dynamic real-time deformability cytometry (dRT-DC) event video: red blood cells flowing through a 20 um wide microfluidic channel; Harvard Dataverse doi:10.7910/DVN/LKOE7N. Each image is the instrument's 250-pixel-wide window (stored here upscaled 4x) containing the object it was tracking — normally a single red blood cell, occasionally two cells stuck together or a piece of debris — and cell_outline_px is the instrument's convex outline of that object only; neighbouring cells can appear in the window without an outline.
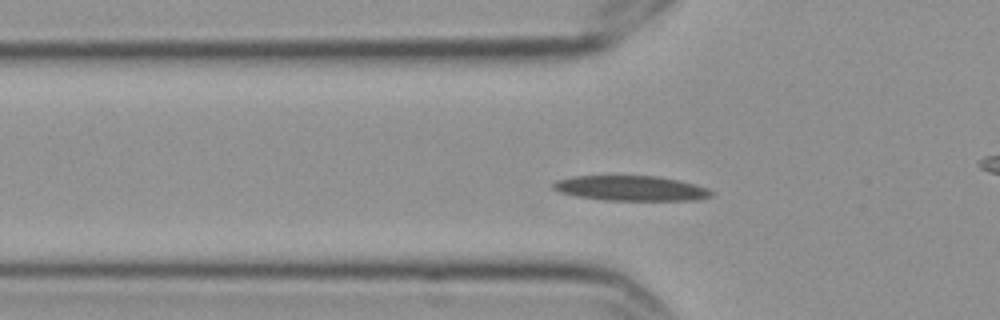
{"species": "Egyptian fruit bat (a non-hibernating species)", "species_latin": "Rousettus aegyptiacus", "temperature_condition": "cold", "stored_images_in_passage": 50, "camera_frame_rate_fps": 3000, "um_per_image_px": 0.085, "frame": {"image": 1, "passage_image": 10, "time_ms": 3.0, "image_size_px": [1000, 320], "cell_outline_px": [[712, 196], [700, 200], [604, 200], [576, 196], [560, 192], [552, 188], [552, 184], [556, 180], [572, 176], [656, 176], [696, 184], [708, 188], [712, 192]], "centroid_in_image_um": [53.62, 16.0], "position_along_channel_um": 72.2, "area_um2": 23.06}}
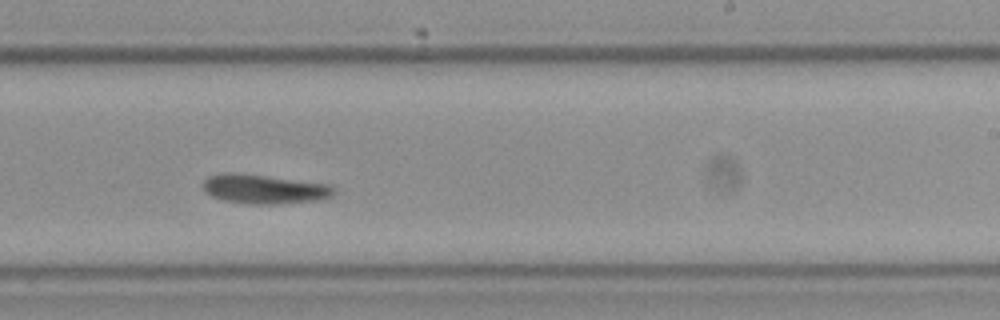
{"frame": {"image": 2, "passage_image": 27, "time_ms": 8.667, "image_size_px": [1000, 320], "cell_outline_px": [[336, 192], [328, 200], [280, 204], [252, 204], [224, 200], [212, 196], [204, 188], [204, 180], [208, 176], [224, 172], [232, 172], [332, 184], [336, 188]], "centroid_in_image_um": [22.58, 16.08], "position_along_channel_um": 266.4, "area_um2": 22.6}}
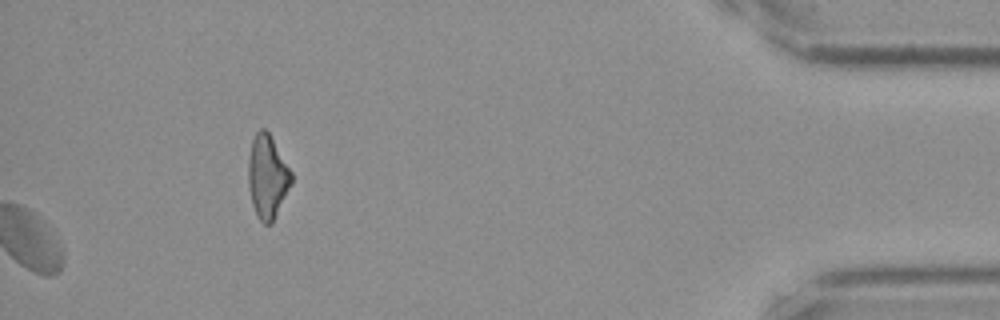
{"frame": {"image": 3, "passage_image": 50, "time_ms": 16.333, "image_size_px": [1000, 320], "cell_outline_px": [[292, 184], [272, 224], [264, 224], [260, 220], [252, 204], [248, 184], [248, 160], [252, 140], [256, 132], [260, 128], [264, 128], [268, 132], [292, 172]], "centroid_in_image_um": [22.73, 15.03], "position_along_channel_um": 412.5, "area_um2": 20.87}, "authors_computed_cell_mechanics": {"area_um2": 22.6576, "velocity_mm_per_s": 3.4357, "shape_relaxation_time_tau1_ms": 5.5675, "shape_relaxation_time_tau2_ms": 3.4185, "deformation_change_tau1": 0.1247, "deformation_change_tau2": 0.0563}}